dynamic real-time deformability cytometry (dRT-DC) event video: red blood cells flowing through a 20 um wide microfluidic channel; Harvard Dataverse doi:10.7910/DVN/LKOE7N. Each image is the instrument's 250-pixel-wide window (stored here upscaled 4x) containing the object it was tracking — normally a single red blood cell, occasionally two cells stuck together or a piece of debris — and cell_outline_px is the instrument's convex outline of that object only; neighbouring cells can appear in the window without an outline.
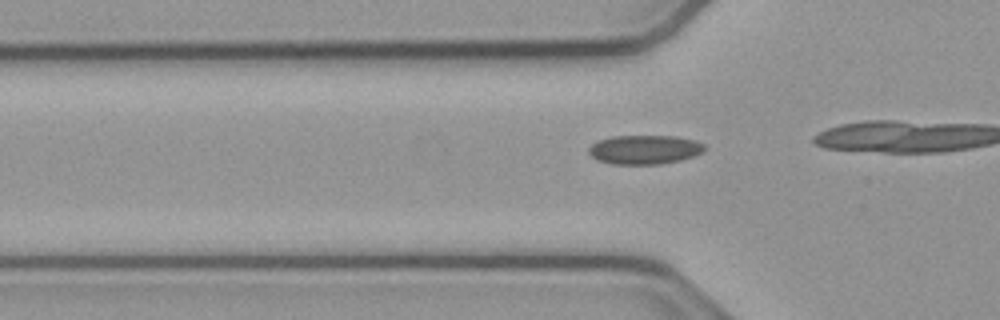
{"species": "common noctule bat (a hibernating species)", "species_latin": "Nyctalus noctula", "temperature_condition": "cold", "stored_images_in_passage": 14, "camera_frame_rate_fps": 3000, "um_per_image_px": 0.085, "animal": {"sex": "male", "body_mass_g": 23.1, "forearm_length_mm": 52.7}, "frame": {"image": 1, "passage_image": 11, "time_ms": 3.333, "image_size_px": [1000, 320], "cell_outline_px": [[704, 152], [680, 160], [660, 164], [612, 164], [596, 160], [588, 152], [588, 148], [596, 140], [612, 136], [676, 136], [696, 140], [704, 144]], "centroid_in_image_um": [54.76, 12.71], "position_along_channel_um": 71.0, "area_um2": 19.77}}